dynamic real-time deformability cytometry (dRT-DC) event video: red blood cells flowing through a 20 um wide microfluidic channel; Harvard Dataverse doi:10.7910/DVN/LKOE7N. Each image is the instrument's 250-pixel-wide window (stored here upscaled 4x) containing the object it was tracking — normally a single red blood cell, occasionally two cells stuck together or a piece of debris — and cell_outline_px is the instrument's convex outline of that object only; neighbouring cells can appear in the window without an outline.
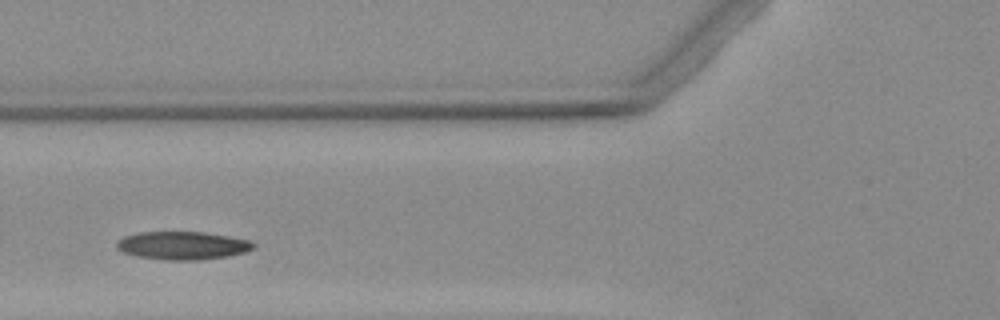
{"species": "Egyptian fruit bat (a non-hibernating species)", "species_latin": "Rousettus aegyptiacus", "temperature_condition": "warm", "stored_images_in_passage": 4, "camera_frame_rate_fps": 3000, "um_per_image_px": 0.085, "animal": {"sex": "female"}, "frame": {"image": 1, "passage_image": 2, "time_ms": 1.333, "image_size_px": [1000, 320], "cell_outline_px": [[256, 248], [244, 252], [228, 256], [196, 260], [164, 260], [136, 256], [124, 252], [116, 248], [116, 244], [124, 236], [136, 232], [204, 232], [252, 240], [256, 244]], "centroid_in_image_um": [15.55, 20.86], "position_along_channel_um": 110.3, "area_um2": 22.48}}
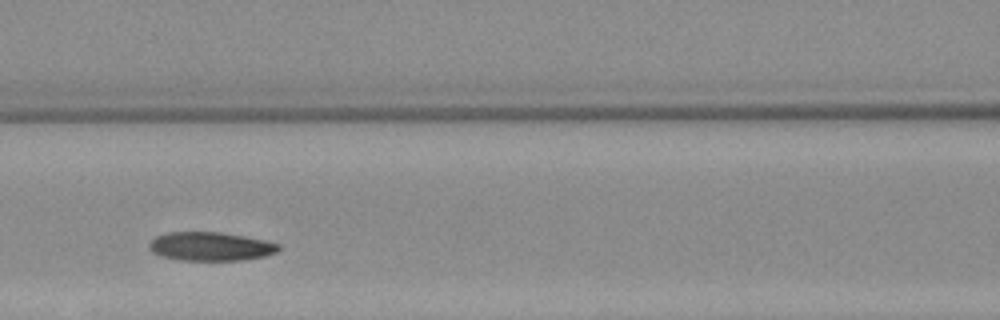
{"frame": {"image": 2, "passage_image": 3, "time_ms": 2.333, "image_size_px": [1000, 320], "cell_outline_px": [[280, 248], [276, 252], [264, 256], [244, 260], [176, 260], [160, 256], [152, 252], [148, 248], [148, 244], [156, 236], [168, 232], [224, 232], [264, 240], [280, 244]], "centroid_in_image_um": [17.87, 20.94], "position_along_channel_um": 148.7, "area_um2": 21.79}}
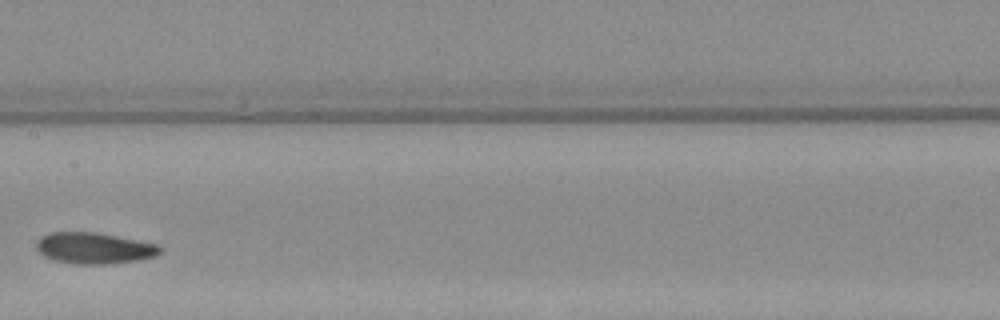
{"frame": {"image": 3, "passage_image": 4, "time_ms": 3.667, "image_size_px": [1000, 320], "cell_outline_px": [[164, 248], [156, 256], [140, 260], [112, 264], [76, 264], [52, 260], [44, 256], [36, 248], [36, 244], [44, 236], [52, 232], [96, 232], [156, 244]], "centroid_in_image_um": [8.04, 21.11], "position_along_channel_um": 199.4, "area_um2": 22.43}}